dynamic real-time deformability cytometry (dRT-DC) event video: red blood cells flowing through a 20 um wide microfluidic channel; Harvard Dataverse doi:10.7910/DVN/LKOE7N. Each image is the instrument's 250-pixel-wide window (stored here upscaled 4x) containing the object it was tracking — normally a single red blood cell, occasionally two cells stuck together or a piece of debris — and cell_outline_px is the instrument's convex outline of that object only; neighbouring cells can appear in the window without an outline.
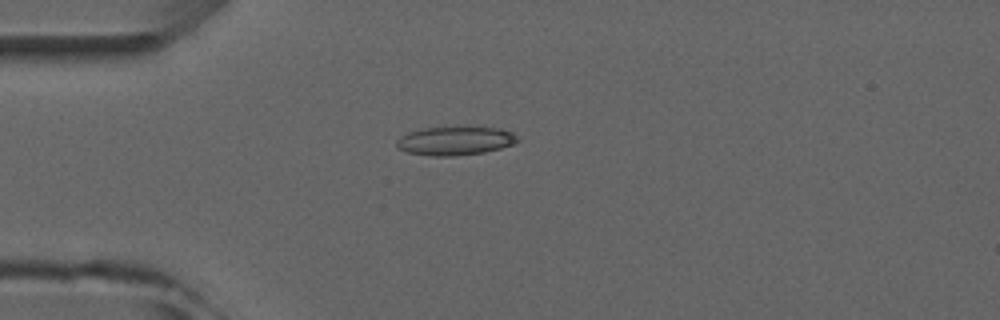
{"species": "common noctule bat (a hibernating species)", "species_latin": "Nyctalus noctula", "temperature_condition": "room temperature", "stored_images_in_passage": 6, "camera_frame_rate_fps": 3000, "um_per_image_px": 0.085, "animal": {"sex": "male", "forearm_length_mm": 52.5}, "frame": {"image": 1, "passage_image": 4, "time_ms": 3.333, "image_size_px": [1000, 320], "cell_outline_px": [[520, 140], [516, 144], [484, 152], [456, 156], [428, 156], [408, 152], [396, 148], [396, 140], [400, 136], [408, 132], [424, 128], [500, 128], [512, 132]], "centroid_in_image_um": [38.67, 11.99], "position_along_channel_um": 46.3, "area_um2": 20.11}}